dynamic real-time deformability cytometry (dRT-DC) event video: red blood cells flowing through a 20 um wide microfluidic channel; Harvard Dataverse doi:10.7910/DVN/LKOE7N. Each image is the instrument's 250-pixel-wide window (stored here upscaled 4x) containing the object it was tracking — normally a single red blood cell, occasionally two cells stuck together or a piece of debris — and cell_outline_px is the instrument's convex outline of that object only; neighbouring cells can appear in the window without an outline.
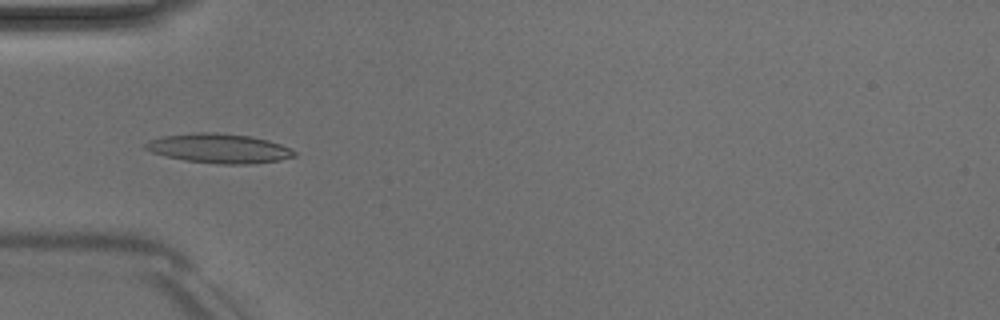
{"species": "Egyptian fruit bat (a non-hibernating species)", "species_latin": "Rousettus aegyptiacus", "temperature_condition": "room temperature", "stored_images_in_passage": 49, "camera_frame_rate_fps": 3000, "um_per_image_px": 0.085, "animal": {"sex": "male"}, "frame": {"image": 1, "passage_image": 15, "time_ms": 4.667, "image_size_px": [1000, 320], "cell_outline_px": [[296, 156], [280, 160], [252, 164], [220, 164], [184, 160], [164, 156], [152, 152], [144, 148], [144, 144], [148, 140], [164, 136], [196, 132], [216, 132], [248, 136], [268, 140], [280, 144], [296, 152]], "centroid_in_image_um": [18.6, 12.61], "position_along_channel_um": 66.4, "area_um2": 25.49}}
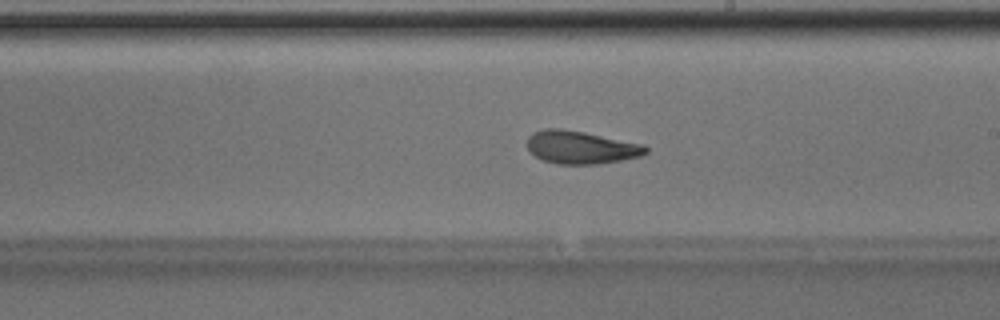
{"frame": {"image": 2, "passage_image": 28, "time_ms": 9.0, "image_size_px": [1000, 320], "cell_outline_px": [[648, 152], [640, 156], [600, 164], [556, 164], [540, 160], [528, 148], [528, 136], [532, 132], [544, 128], [560, 128], [584, 132], [644, 144], [648, 148]], "centroid_in_image_um": [49.37, 12.52], "position_along_channel_um": 239.6, "area_um2": 22.83}, "authors_computed_cell_mechanics": {"area_um2": 22.9466, "velocity_mm_per_s": 4.0157, "shape_relaxation_time_tau1_ms": 3.3849, "shape_relaxation_time_tau2_ms": 2.6842, "deformation_change_tau1": 0.1316, "deformation_change_tau2": 0.1086}}